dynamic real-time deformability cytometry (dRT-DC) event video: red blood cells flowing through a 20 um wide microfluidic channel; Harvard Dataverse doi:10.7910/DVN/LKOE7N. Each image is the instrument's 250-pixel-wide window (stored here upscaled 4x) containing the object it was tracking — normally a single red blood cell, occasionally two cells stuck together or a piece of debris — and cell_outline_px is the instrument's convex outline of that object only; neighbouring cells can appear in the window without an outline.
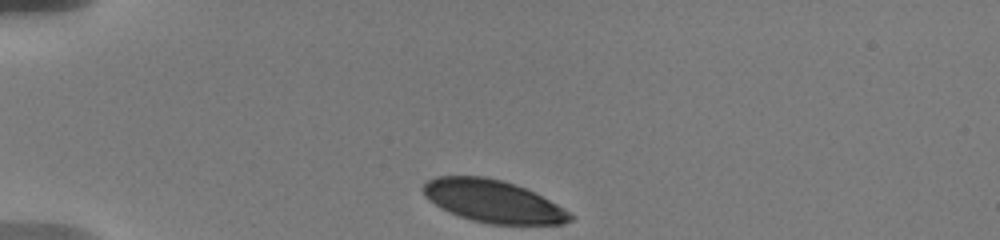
{"species": "human", "species_latin": "Homo sapiens", "temperature_condition": "warm", "stored_images_in_passage": 15, "camera_frame_rate_fps": 3000, "um_per_image_px": 0.085, "donor": {"sex": "male"}, "frame": {"image": 1, "passage_image": 1, "time_ms": 0.0, "image_size_px": [1000, 240], "cell_outline_px": [[576, 216], [572, 220], [564, 224], [492, 224], [472, 220], [460, 216], [440, 208], [428, 200], [424, 192], [424, 184], [428, 180], [436, 176], [484, 176], [504, 180], [516, 184], [572, 212]], "centroid_in_image_um": [41.93, 17.11], "position_along_channel_um": 43.1, "area_um2": 36.24}}
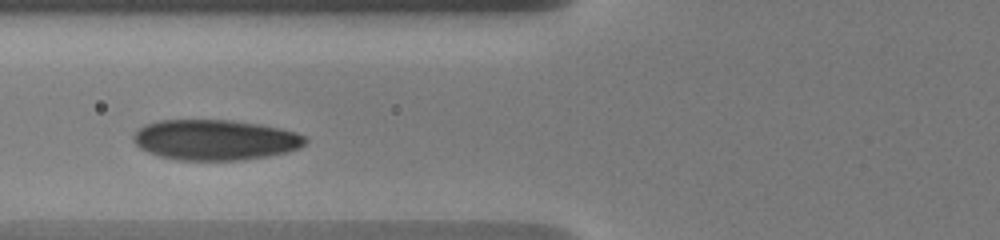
{"frame": {"image": 2, "passage_image": 9, "time_ms": 3.0, "image_size_px": [1000, 240], "cell_outline_px": [[308, 140], [300, 148], [288, 152], [268, 156], [244, 160], [176, 160], [160, 156], [148, 152], [140, 148], [132, 140], [132, 136], [144, 124], [160, 120], [232, 120], [260, 124], [280, 128], [296, 132], [304, 136]], "centroid_in_image_um": [18.29, 11.89], "position_along_channel_um": 107.5, "area_um2": 40.75}}
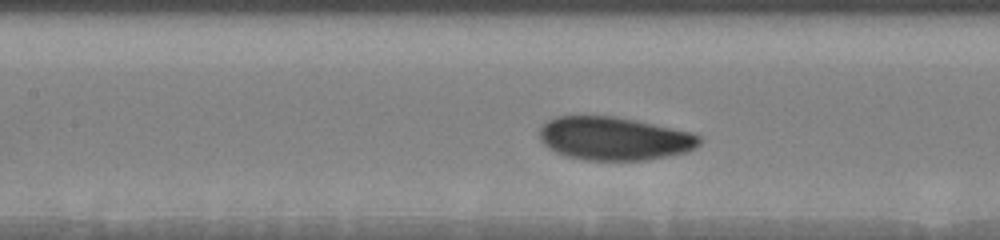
{"frame": {"image": 3, "passage_image": 13, "time_ms": 4.333, "image_size_px": [1000, 240], "cell_outline_px": [[700, 144], [696, 148], [684, 152], [644, 160], [584, 160], [564, 156], [548, 148], [540, 140], [540, 128], [548, 120], [556, 116], [616, 116], [636, 120], [692, 132], [700, 136]], "centroid_in_image_um": [52.18, 11.77], "position_along_channel_um": 155.2, "area_um2": 40.34}}